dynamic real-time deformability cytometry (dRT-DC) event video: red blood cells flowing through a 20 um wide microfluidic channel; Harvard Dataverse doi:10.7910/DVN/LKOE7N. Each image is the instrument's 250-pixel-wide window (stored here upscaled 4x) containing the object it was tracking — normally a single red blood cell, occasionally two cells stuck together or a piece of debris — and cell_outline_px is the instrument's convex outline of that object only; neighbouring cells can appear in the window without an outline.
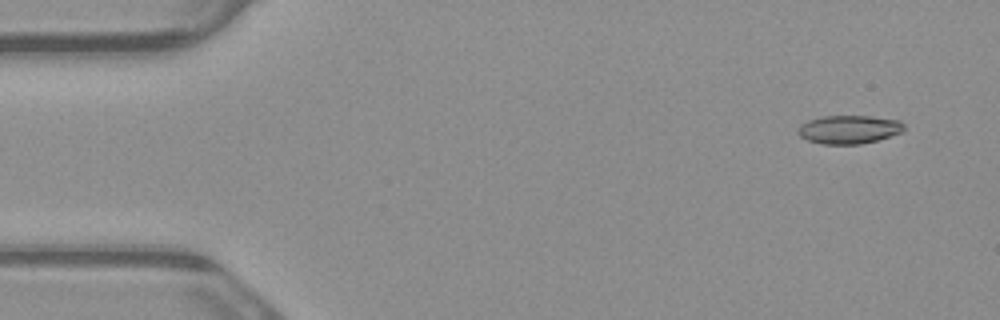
{"species": "common noctule bat (a hibernating species)", "species_latin": "Nyctalus noctula", "temperature_condition": "warm", "stored_images_in_passage": 5, "camera_frame_rate_fps": 3000, "um_per_image_px": 0.085, "animal": {"sex": "male", "body_mass_g": 23.1, "forearm_length_mm": 52.7}, "frame": {"image": 1, "passage_image": 1, "time_ms": 0.0, "image_size_px": [1000, 320], "cell_outline_px": [[904, 132], [876, 140], [860, 144], [824, 144], [808, 140], [800, 136], [796, 132], [796, 128], [800, 124], [808, 120], [824, 116], [868, 116], [900, 120], [904, 124]], "centroid_in_image_um": [72.15, 11.0], "position_along_channel_um": 12.9, "area_um2": 17.63}}
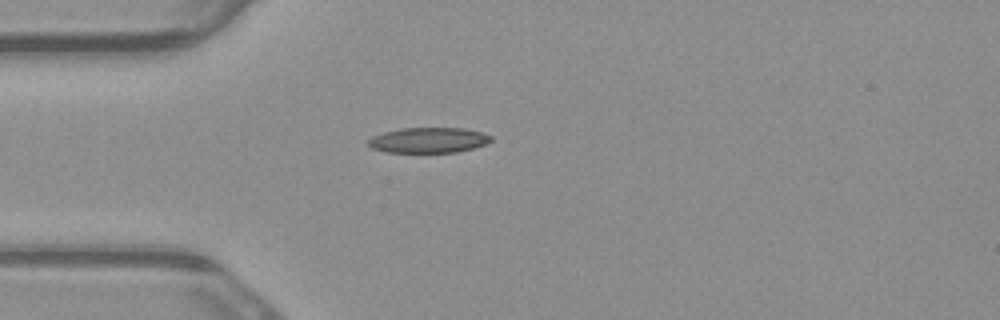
{"frame": {"image": 2, "passage_image": 4, "time_ms": 1.0, "image_size_px": [1000, 320], "cell_outline_px": [[492, 140], [484, 144], [472, 148], [456, 152], [388, 152], [372, 148], [368, 144], [368, 140], [372, 136], [384, 132], [400, 128], [464, 128], [480, 132], [492, 136]], "centroid_in_image_um": [36.41, 11.91], "position_along_channel_um": 48.6, "area_um2": 17.98}}